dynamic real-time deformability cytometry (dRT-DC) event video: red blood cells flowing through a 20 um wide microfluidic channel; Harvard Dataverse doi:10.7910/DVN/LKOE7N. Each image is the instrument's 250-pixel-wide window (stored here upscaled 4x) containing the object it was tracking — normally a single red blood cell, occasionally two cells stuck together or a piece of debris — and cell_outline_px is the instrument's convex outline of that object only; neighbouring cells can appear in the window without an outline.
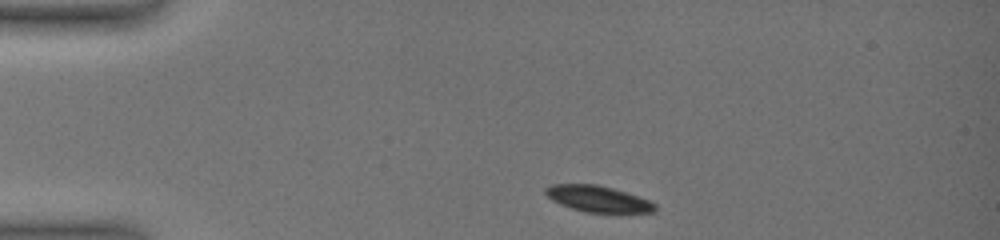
{"species": "common noctule bat (a hibernating species)", "species_latin": "Nyctalus noctula", "temperature_condition": "warm", "stored_images_in_passage": 9, "camera_frame_rate_fps": 3000, "um_per_image_px": 0.085, "animal": {"sex": "female", "body_mass_g": 19.0, "forearm_length_mm": 51.5}, "frame": {"image": 1, "passage_image": 1, "time_ms": 0.0, "image_size_px": [1000, 240], "cell_outline_px": [[656, 212], [584, 212], [560, 204], [552, 200], [544, 192], [544, 188], [552, 184], [600, 184], [648, 200], [656, 204]], "centroid_in_image_um": [50.79, 16.89], "position_along_channel_um": 34.2, "area_um2": 16.53}}
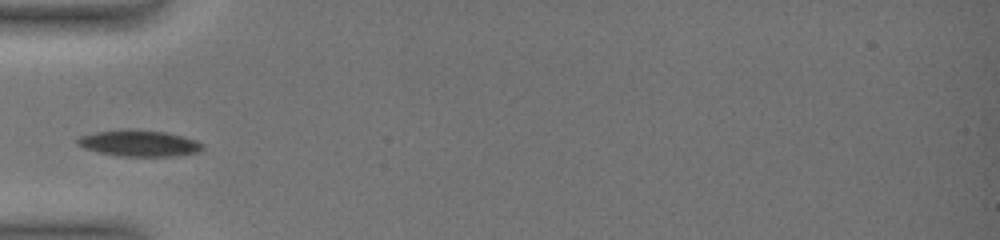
{"frame": {"image": 2, "passage_image": 7, "time_ms": 2.667, "image_size_px": [1000, 240], "cell_outline_px": [[204, 148], [200, 152], [172, 156], [120, 156], [100, 152], [84, 148], [76, 144], [76, 140], [80, 136], [96, 132], [128, 128], [168, 132], [184, 136], [196, 140], [204, 144]], "centroid_in_image_um": [11.86, 12.16], "position_along_channel_um": 73.1, "area_um2": 19.36}}